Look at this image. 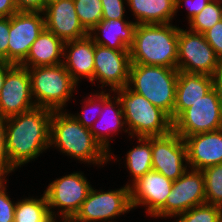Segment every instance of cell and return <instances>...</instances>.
<instances>
[{
    "instance_id": "cell-1",
    "label": "cell",
    "mask_w": 222,
    "mask_h": 222,
    "mask_svg": "<svg viewBox=\"0 0 222 222\" xmlns=\"http://www.w3.org/2000/svg\"><path fill=\"white\" fill-rule=\"evenodd\" d=\"M53 111L35 107L5 118V141L10 164L22 167L50 148V121Z\"/></svg>"
},
{
    "instance_id": "cell-2",
    "label": "cell",
    "mask_w": 222,
    "mask_h": 222,
    "mask_svg": "<svg viewBox=\"0 0 222 222\" xmlns=\"http://www.w3.org/2000/svg\"><path fill=\"white\" fill-rule=\"evenodd\" d=\"M71 158L95 165L110 161L108 154L95 140L89 128L84 127L65 111H53L50 121V146Z\"/></svg>"
},
{
    "instance_id": "cell-3",
    "label": "cell",
    "mask_w": 222,
    "mask_h": 222,
    "mask_svg": "<svg viewBox=\"0 0 222 222\" xmlns=\"http://www.w3.org/2000/svg\"><path fill=\"white\" fill-rule=\"evenodd\" d=\"M179 27L166 24H137L129 47L131 64L177 68Z\"/></svg>"
},
{
    "instance_id": "cell-4",
    "label": "cell",
    "mask_w": 222,
    "mask_h": 222,
    "mask_svg": "<svg viewBox=\"0 0 222 222\" xmlns=\"http://www.w3.org/2000/svg\"><path fill=\"white\" fill-rule=\"evenodd\" d=\"M113 92L118 95L130 138L164 136L173 130L170 117L129 86Z\"/></svg>"
},
{
    "instance_id": "cell-5",
    "label": "cell",
    "mask_w": 222,
    "mask_h": 222,
    "mask_svg": "<svg viewBox=\"0 0 222 222\" xmlns=\"http://www.w3.org/2000/svg\"><path fill=\"white\" fill-rule=\"evenodd\" d=\"M178 75L177 68L131 64L128 86L164 111L173 122Z\"/></svg>"
},
{
    "instance_id": "cell-6",
    "label": "cell",
    "mask_w": 222,
    "mask_h": 222,
    "mask_svg": "<svg viewBox=\"0 0 222 222\" xmlns=\"http://www.w3.org/2000/svg\"><path fill=\"white\" fill-rule=\"evenodd\" d=\"M31 92L36 107L52 111H64V107L76 90L77 84L71 78L65 66H38L27 68Z\"/></svg>"
},
{
    "instance_id": "cell-7",
    "label": "cell",
    "mask_w": 222,
    "mask_h": 222,
    "mask_svg": "<svg viewBox=\"0 0 222 222\" xmlns=\"http://www.w3.org/2000/svg\"><path fill=\"white\" fill-rule=\"evenodd\" d=\"M81 172H73L52 181L44 195L50 214L55 219L56 213L52 208L58 207L62 222H70L80 210L82 203L92 188L89 181Z\"/></svg>"
},
{
    "instance_id": "cell-8",
    "label": "cell",
    "mask_w": 222,
    "mask_h": 222,
    "mask_svg": "<svg viewBox=\"0 0 222 222\" xmlns=\"http://www.w3.org/2000/svg\"><path fill=\"white\" fill-rule=\"evenodd\" d=\"M222 62L202 33L179 28L177 69L214 76Z\"/></svg>"
},
{
    "instance_id": "cell-9",
    "label": "cell",
    "mask_w": 222,
    "mask_h": 222,
    "mask_svg": "<svg viewBox=\"0 0 222 222\" xmlns=\"http://www.w3.org/2000/svg\"><path fill=\"white\" fill-rule=\"evenodd\" d=\"M131 209L128 184L107 192L91 188L80 210L70 222H113L109 220L128 213Z\"/></svg>"
},
{
    "instance_id": "cell-10",
    "label": "cell",
    "mask_w": 222,
    "mask_h": 222,
    "mask_svg": "<svg viewBox=\"0 0 222 222\" xmlns=\"http://www.w3.org/2000/svg\"><path fill=\"white\" fill-rule=\"evenodd\" d=\"M220 129H222V109L214 88L173 121V131L182 138Z\"/></svg>"
},
{
    "instance_id": "cell-11",
    "label": "cell",
    "mask_w": 222,
    "mask_h": 222,
    "mask_svg": "<svg viewBox=\"0 0 222 222\" xmlns=\"http://www.w3.org/2000/svg\"><path fill=\"white\" fill-rule=\"evenodd\" d=\"M204 203H206V196L203 171L190 168V171L188 169L173 181L165 205L153 217L176 218L177 215Z\"/></svg>"
},
{
    "instance_id": "cell-12",
    "label": "cell",
    "mask_w": 222,
    "mask_h": 222,
    "mask_svg": "<svg viewBox=\"0 0 222 222\" xmlns=\"http://www.w3.org/2000/svg\"><path fill=\"white\" fill-rule=\"evenodd\" d=\"M44 28L42 12L17 11L10 16L8 63L20 65Z\"/></svg>"
},
{
    "instance_id": "cell-13",
    "label": "cell",
    "mask_w": 222,
    "mask_h": 222,
    "mask_svg": "<svg viewBox=\"0 0 222 222\" xmlns=\"http://www.w3.org/2000/svg\"><path fill=\"white\" fill-rule=\"evenodd\" d=\"M151 149L152 170L167 179L176 181L188 170L184 139L173 130L164 136L151 137Z\"/></svg>"
},
{
    "instance_id": "cell-14",
    "label": "cell",
    "mask_w": 222,
    "mask_h": 222,
    "mask_svg": "<svg viewBox=\"0 0 222 222\" xmlns=\"http://www.w3.org/2000/svg\"><path fill=\"white\" fill-rule=\"evenodd\" d=\"M28 69L13 65L0 90V118H8L35 108Z\"/></svg>"
},
{
    "instance_id": "cell-15",
    "label": "cell",
    "mask_w": 222,
    "mask_h": 222,
    "mask_svg": "<svg viewBox=\"0 0 222 222\" xmlns=\"http://www.w3.org/2000/svg\"><path fill=\"white\" fill-rule=\"evenodd\" d=\"M131 58L129 50H115L94 43V81L110 86L111 92L128 86Z\"/></svg>"
},
{
    "instance_id": "cell-16",
    "label": "cell",
    "mask_w": 222,
    "mask_h": 222,
    "mask_svg": "<svg viewBox=\"0 0 222 222\" xmlns=\"http://www.w3.org/2000/svg\"><path fill=\"white\" fill-rule=\"evenodd\" d=\"M128 186H130L132 209L140 205L147 207L146 212L153 217L165 205L173 181L151 170Z\"/></svg>"
},
{
    "instance_id": "cell-17",
    "label": "cell",
    "mask_w": 222,
    "mask_h": 222,
    "mask_svg": "<svg viewBox=\"0 0 222 222\" xmlns=\"http://www.w3.org/2000/svg\"><path fill=\"white\" fill-rule=\"evenodd\" d=\"M43 13L45 28L63 42L81 39L88 35L79 22L74 0H61L46 5Z\"/></svg>"
},
{
    "instance_id": "cell-18",
    "label": "cell",
    "mask_w": 222,
    "mask_h": 222,
    "mask_svg": "<svg viewBox=\"0 0 222 222\" xmlns=\"http://www.w3.org/2000/svg\"><path fill=\"white\" fill-rule=\"evenodd\" d=\"M186 145L188 168L204 170L222 164V129L187 136Z\"/></svg>"
},
{
    "instance_id": "cell-19",
    "label": "cell",
    "mask_w": 222,
    "mask_h": 222,
    "mask_svg": "<svg viewBox=\"0 0 222 222\" xmlns=\"http://www.w3.org/2000/svg\"><path fill=\"white\" fill-rule=\"evenodd\" d=\"M63 58L65 69L77 85L81 77L92 82L94 76V41L89 35L81 39L64 42Z\"/></svg>"
},
{
    "instance_id": "cell-20",
    "label": "cell",
    "mask_w": 222,
    "mask_h": 222,
    "mask_svg": "<svg viewBox=\"0 0 222 222\" xmlns=\"http://www.w3.org/2000/svg\"><path fill=\"white\" fill-rule=\"evenodd\" d=\"M136 26L135 22L124 19H102L88 35L95 44L115 50H129Z\"/></svg>"
},
{
    "instance_id": "cell-21",
    "label": "cell",
    "mask_w": 222,
    "mask_h": 222,
    "mask_svg": "<svg viewBox=\"0 0 222 222\" xmlns=\"http://www.w3.org/2000/svg\"><path fill=\"white\" fill-rule=\"evenodd\" d=\"M213 88V76L179 71L173 121Z\"/></svg>"
},
{
    "instance_id": "cell-22",
    "label": "cell",
    "mask_w": 222,
    "mask_h": 222,
    "mask_svg": "<svg viewBox=\"0 0 222 222\" xmlns=\"http://www.w3.org/2000/svg\"><path fill=\"white\" fill-rule=\"evenodd\" d=\"M64 42L44 28L32 43L26 59L20 64L25 68L55 66L63 63Z\"/></svg>"
},
{
    "instance_id": "cell-23",
    "label": "cell",
    "mask_w": 222,
    "mask_h": 222,
    "mask_svg": "<svg viewBox=\"0 0 222 222\" xmlns=\"http://www.w3.org/2000/svg\"><path fill=\"white\" fill-rule=\"evenodd\" d=\"M106 91H103V108H102V112L99 114V116H96L98 119H101V121H99V123H101L102 125H98V127H95L92 126L90 127V132L91 134L94 136L95 140L101 145V147L108 153L110 154V161L113 158H115V156L111 155L112 153H110V142L112 139L111 136L109 135H114V133H116L118 130L119 131H124V132H127L128 133V130L127 129H123L124 127H126V124H125V118H124V115H123V112H122V108H121V104H120V101L119 99L117 98V96L113 97L114 101L112 100V96H110V91L109 93H105ZM116 98V99H115ZM117 105V106H116ZM107 110L105 112V110ZM109 113L107 114L108 116H106V113ZM105 114V116H104ZM103 117V119H102ZM110 119H108V118ZM108 119V120H107ZM103 122V123H102ZM108 122V123H107ZM110 124V125H109ZM101 126H105V127H102V128H105V130H103L101 128V130H99ZM124 126V127H123ZM122 128V130H120ZM105 131V132H104ZM114 131V132H113ZM113 133V134H112ZM110 139V140H109Z\"/></svg>"
},
{
    "instance_id": "cell-24",
    "label": "cell",
    "mask_w": 222,
    "mask_h": 222,
    "mask_svg": "<svg viewBox=\"0 0 222 222\" xmlns=\"http://www.w3.org/2000/svg\"><path fill=\"white\" fill-rule=\"evenodd\" d=\"M136 24H166L176 15V0H127Z\"/></svg>"
},
{
    "instance_id": "cell-25",
    "label": "cell",
    "mask_w": 222,
    "mask_h": 222,
    "mask_svg": "<svg viewBox=\"0 0 222 222\" xmlns=\"http://www.w3.org/2000/svg\"><path fill=\"white\" fill-rule=\"evenodd\" d=\"M14 222H58L50 214L46 197H29L16 202Z\"/></svg>"
},
{
    "instance_id": "cell-26",
    "label": "cell",
    "mask_w": 222,
    "mask_h": 222,
    "mask_svg": "<svg viewBox=\"0 0 222 222\" xmlns=\"http://www.w3.org/2000/svg\"><path fill=\"white\" fill-rule=\"evenodd\" d=\"M139 145L127 153L126 166L133 176L132 184L152 170L151 137H138Z\"/></svg>"
},
{
    "instance_id": "cell-27",
    "label": "cell",
    "mask_w": 222,
    "mask_h": 222,
    "mask_svg": "<svg viewBox=\"0 0 222 222\" xmlns=\"http://www.w3.org/2000/svg\"><path fill=\"white\" fill-rule=\"evenodd\" d=\"M222 20V3L220 0H214L207 3V5L194 16L188 23L191 31L197 33H204L217 22Z\"/></svg>"
},
{
    "instance_id": "cell-28",
    "label": "cell",
    "mask_w": 222,
    "mask_h": 222,
    "mask_svg": "<svg viewBox=\"0 0 222 222\" xmlns=\"http://www.w3.org/2000/svg\"><path fill=\"white\" fill-rule=\"evenodd\" d=\"M202 171L206 203L222 208V164L207 167Z\"/></svg>"
},
{
    "instance_id": "cell-29",
    "label": "cell",
    "mask_w": 222,
    "mask_h": 222,
    "mask_svg": "<svg viewBox=\"0 0 222 222\" xmlns=\"http://www.w3.org/2000/svg\"><path fill=\"white\" fill-rule=\"evenodd\" d=\"M80 24L89 33L102 20L101 0H74Z\"/></svg>"
},
{
    "instance_id": "cell-30",
    "label": "cell",
    "mask_w": 222,
    "mask_h": 222,
    "mask_svg": "<svg viewBox=\"0 0 222 222\" xmlns=\"http://www.w3.org/2000/svg\"><path fill=\"white\" fill-rule=\"evenodd\" d=\"M176 222H222V208L204 203L179 214Z\"/></svg>"
},
{
    "instance_id": "cell-31",
    "label": "cell",
    "mask_w": 222,
    "mask_h": 222,
    "mask_svg": "<svg viewBox=\"0 0 222 222\" xmlns=\"http://www.w3.org/2000/svg\"><path fill=\"white\" fill-rule=\"evenodd\" d=\"M92 95L93 94L89 95V97L84 99L85 100L84 103H86L85 109L89 108L88 110H90L92 108V110H94V109L98 108L97 109L98 112L101 113L102 112V108H103V89H102V91H100V93H95L93 96ZM86 107H88V108H86ZM85 109H84V111H81V114L78 113L77 115H73V116L84 127L90 129V127H92L94 125L93 124L94 120L92 122V119H91L94 116V114H93V116L92 115H88V114H91V113H88L87 110H85ZM94 112L99 114L96 110ZM96 113H95V115H96ZM90 116H92V117H90Z\"/></svg>"
},
{
    "instance_id": "cell-32",
    "label": "cell",
    "mask_w": 222,
    "mask_h": 222,
    "mask_svg": "<svg viewBox=\"0 0 222 222\" xmlns=\"http://www.w3.org/2000/svg\"><path fill=\"white\" fill-rule=\"evenodd\" d=\"M127 0H101L102 3V19H124L125 6Z\"/></svg>"
},
{
    "instance_id": "cell-33",
    "label": "cell",
    "mask_w": 222,
    "mask_h": 222,
    "mask_svg": "<svg viewBox=\"0 0 222 222\" xmlns=\"http://www.w3.org/2000/svg\"><path fill=\"white\" fill-rule=\"evenodd\" d=\"M203 35L222 62V20L204 32Z\"/></svg>"
},
{
    "instance_id": "cell-34",
    "label": "cell",
    "mask_w": 222,
    "mask_h": 222,
    "mask_svg": "<svg viewBox=\"0 0 222 222\" xmlns=\"http://www.w3.org/2000/svg\"><path fill=\"white\" fill-rule=\"evenodd\" d=\"M6 184L0 187V222H14L16 203L6 193Z\"/></svg>"
},
{
    "instance_id": "cell-35",
    "label": "cell",
    "mask_w": 222,
    "mask_h": 222,
    "mask_svg": "<svg viewBox=\"0 0 222 222\" xmlns=\"http://www.w3.org/2000/svg\"><path fill=\"white\" fill-rule=\"evenodd\" d=\"M14 170L15 168L10 164L6 150L5 119L0 118V171L8 175Z\"/></svg>"
},
{
    "instance_id": "cell-36",
    "label": "cell",
    "mask_w": 222,
    "mask_h": 222,
    "mask_svg": "<svg viewBox=\"0 0 222 222\" xmlns=\"http://www.w3.org/2000/svg\"><path fill=\"white\" fill-rule=\"evenodd\" d=\"M10 17H0V56L8 63Z\"/></svg>"
},
{
    "instance_id": "cell-37",
    "label": "cell",
    "mask_w": 222,
    "mask_h": 222,
    "mask_svg": "<svg viewBox=\"0 0 222 222\" xmlns=\"http://www.w3.org/2000/svg\"><path fill=\"white\" fill-rule=\"evenodd\" d=\"M182 2V3H181ZM185 2L188 9V21L201 12V10L207 5L208 0H176V13L180 9L181 5Z\"/></svg>"
},
{
    "instance_id": "cell-38",
    "label": "cell",
    "mask_w": 222,
    "mask_h": 222,
    "mask_svg": "<svg viewBox=\"0 0 222 222\" xmlns=\"http://www.w3.org/2000/svg\"><path fill=\"white\" fill-rule=\"evenodd\" d=\"M18 11L44 12L45 0H15Z\"/></svg>"
},
{
    "instance_id": "cell-39",
    "label": "cell",
    "mask_w": 222,
    "mask_h": 222,
    "mask_svg": "<svg viewBox=\"0 0 222 222\" xmlns=\"http://www.w3.org/2000/svg\"><path fill=\"white\" fill-rule=\"evenodd\" d=\"M17 11L15 0H0V17H10Z\"/></svg>"
},
{
    "instance_id": "cell-40",
    "label": "cell",
    "mask_w": 222,
    "mask_h": 222,
    "mask_svg": "<svg viewBox=\"0 0 222 222\" xmlns=\"http://www.w3.org/2000/svg\"><path fill=\"white\" fill-rule=\"evenodd\" d=\"M213 88L217 93L219 99L220 107L222 109V64L218 71L213 76Z\"/></svg>"
},
{
    "instance_id": "cell-41",
    "label": "cell",
    "mask_w": 222,
    "mask_h": 222,
    "mask_svg": "<svg viewBox=\"0 0 222 222\" xmlns=\"http://www.w3.org/2000/svg\"><path fill=\"white\" fill-rule=\"evenodd\" d=\"M14 64L5 62L2 66H0V90L3 87L4 80L6 77L7 71L13 66Z\"/></svg>"
},
{
    "instance_id": "cell-42",
    "label": "cell",
    "mask_w": 222,
    "mask_h": 222,
    "mask_svg": "<svg viewBox=\"0 0 222 222\" xmlns=\"http://www.w3.org/2000/svg\"><path fill=\"white\" fill-rule=\"evenodd\" d=\"M6 176L7 175L4 172L0 171V187L7 182V180H5Z\"/></svg>"
},
{
    "instance_id": "cell-43",
    "label": "cell",
    "mask_w": 222,
    "mask_h": 222,
    "mask_svg": "<svg viewBox=\"0 0 222 222\" xmlns=\"http://www.w3.org/2000/svg\"><path fill=\"white\" fill-rule=\"evenodd\" d=\"M57 1H61V0H45V3H46V5H49V4H52Z\"/></svg>"
},
{
    "instance_id": "cell-44",
    "label": "cell",
    "mask_w": 222,
    "mask_h": 222,
    "mask_svg": "<svg viewBox=\"0 0 222 222\" xmlns=\"http://www.w3.org/2000/svg\"><path fill=\"white\" fill-rule=\"evenodd\" d=\"M5 63L4 59L0 56V66H2Z\"/></svg>"
}]
</instances>
